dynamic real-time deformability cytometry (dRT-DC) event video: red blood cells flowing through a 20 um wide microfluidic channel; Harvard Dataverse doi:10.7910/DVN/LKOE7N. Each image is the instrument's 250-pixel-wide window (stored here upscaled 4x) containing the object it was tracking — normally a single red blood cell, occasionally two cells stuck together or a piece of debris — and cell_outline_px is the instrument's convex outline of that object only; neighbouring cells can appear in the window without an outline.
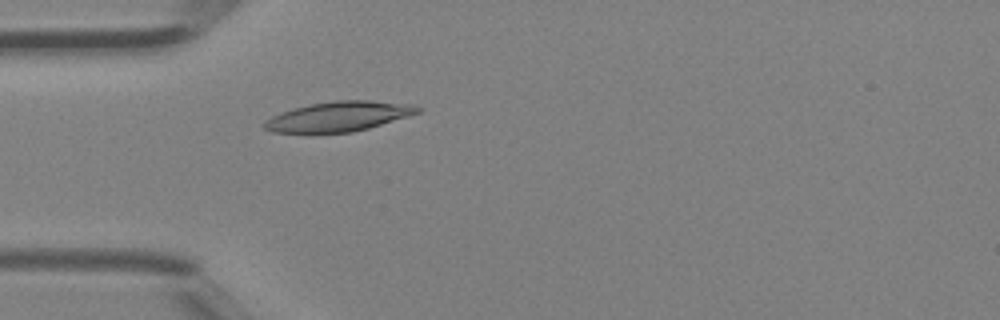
{"species": "Egyptian fruit bat (a non-hibernating species)", "species_latin": "Rousettus aegyptiacus", "temperature_condition": "room temperature", "stored_images_in_passage": 4, "camera_frame_rate_fps": 3000, "um_per_image_px": 0.085, "animal": {"sex": "female"}, "frame": {"image": 1, "passage_image": 4, "time_ms": 1.0, "image_size_px": [1000, 320], "cell_outline_px": [[420, 112], [408, 116], [368, 128], [352, 132], [272, 132], [264, 128], [264, 120], [280, 112], [312, 104], [336, 100], [368, 100], [412, 104], [420, 108]], "centroid_in_image_um": [28.79, 9.89], "position_along_channel_um": 56.2, "area_um2": 26.24}}